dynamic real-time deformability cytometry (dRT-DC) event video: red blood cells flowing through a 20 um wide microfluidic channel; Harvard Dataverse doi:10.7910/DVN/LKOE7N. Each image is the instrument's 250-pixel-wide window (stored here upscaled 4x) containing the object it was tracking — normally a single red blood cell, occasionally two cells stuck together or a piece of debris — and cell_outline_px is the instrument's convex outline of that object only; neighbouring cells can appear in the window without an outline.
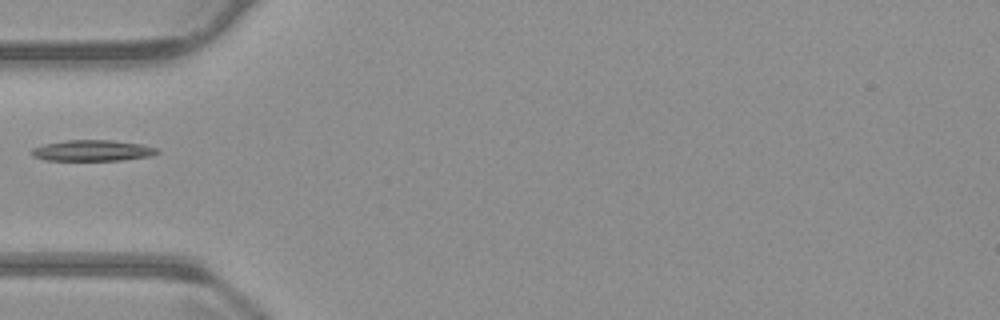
{"species": "common noctule bat (a hibernating species)", "species_latin": "Nyctalus noctula", "temperature_condition": "warm", "stored_images_in_passage": 34, "camera_frame_rate_fps": 3000, "um_per_image_px": 0.085, "animal": {"sex": "male", "body_mass_g": 23.1, "forearm_length_mm": 52.7}, "frame": {"image": 1, "passage_image": 1, "time_ms": 0.0, "image_size_px": [1000, 320], "cell_outline_px": [[160, 152], [152, 156], [120, 160], [44, 160], [32, 156], [32, 148], [44, 144], [64, 140], [112, 140], [140, 144], [156, 148]], "centroid_in_image_um": [7.85, 12.79], "position_along_channel_um": 77.2, "area_um2": 15.32}}
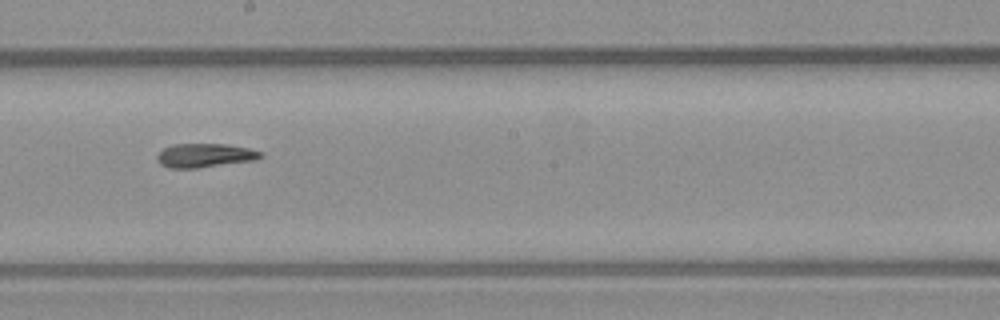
{"frame": {"image": 2, "passage_image": 13, "time_ms": 4.0, "image_size_px": [1000, 320], "cell_outline_px": [[264, 156], [256, 160], [196, 168], [168, 168], [160, 164], [156, 160], [156, 156], [164, 148], [172, 144], [228, 144], [248, 148], [264, 152]], "centroid_in_image_um": [17.43, 13.21], "position_along_channel_um": 230.8, "area_um2": 14.57}}
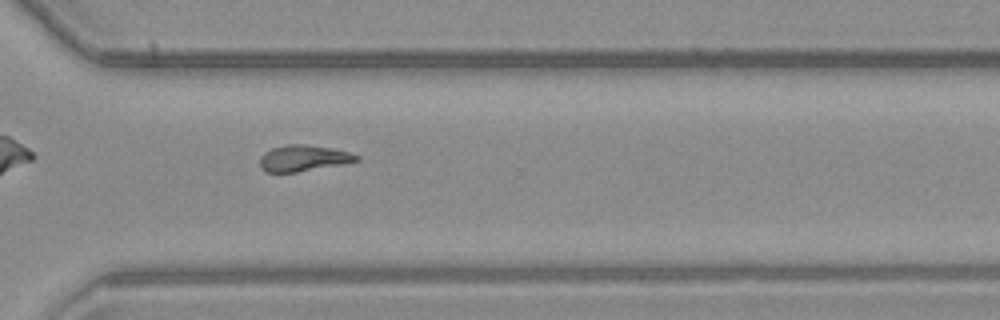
{"frame": {"image": 3, "passage_image": 22, "time_ms": 7.0, "image_size_px": [1000, 320], "cell_outline_px": [[360, 160], [340, 164], [296, 172], [264, 172], [260, 168], [260, 156], [264, 152], [272, 148], [288, 144], [304, 144], [332, 148], [348, 152], [360, 156]], "centroid_in_image_um": [25.74, 13.44], "position_along_channel_um": 344.9, "area_um2": 14.62}}